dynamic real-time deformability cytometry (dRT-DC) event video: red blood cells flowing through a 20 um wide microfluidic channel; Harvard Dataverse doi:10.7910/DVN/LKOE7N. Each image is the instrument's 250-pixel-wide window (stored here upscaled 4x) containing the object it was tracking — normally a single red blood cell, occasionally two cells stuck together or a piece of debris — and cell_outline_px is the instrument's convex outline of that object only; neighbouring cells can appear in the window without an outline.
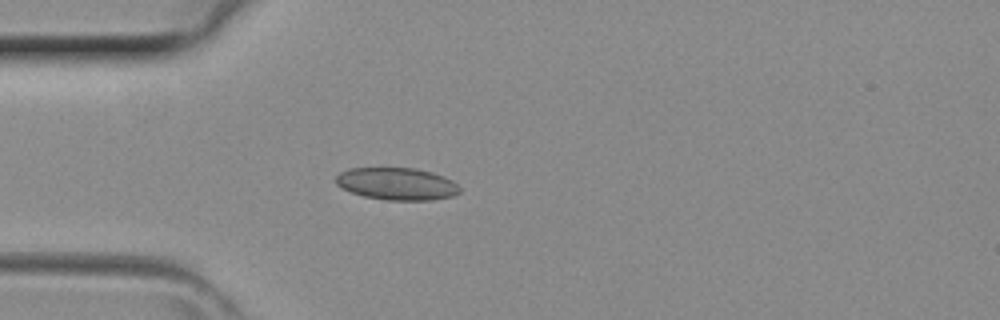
{"species": "common noctule bat (a hibernating species)", "species_latin": "Nyctalus noctula", "temperature_condition": "room temperature", "stored_images_in_passage": 36, "camera_frame_rate_fps": 3000, "um_per_image_px": 0.085, "animal": {"sex": "female", "body_mass_g": 29.2, "forearm_length_mm": 56.3}, "frame": {"image": 1, "passage_image": 11, "time_ms": 3.333, "image_size_px": [1000, 320], "cell_outline_px": [[460, 192], [452, 196], [432, 200], [388, 200], [364, 196], [352, 192], [336, 184], [336, 176], [340, 172], [348, 168], [416, 168], [432, 172], [444, 176], [452, 180], [460, 188]], "centroid_in_image_um": [33.75, 15.62], "position_along_channel_um": 51.2, "area_um2": 23.24}}
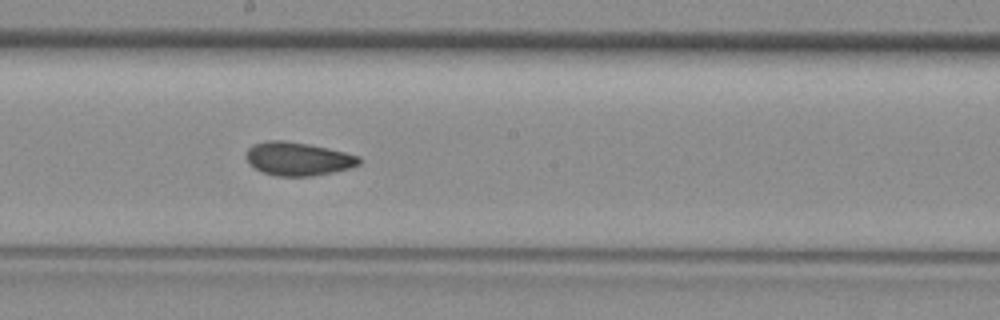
{"frame": {"image": 2, "passage_image": 22, "time_ms": 7.0, "image_size_px": [1000, 320], "cell_outline_px": [[360, 164], [352, 168], [312, 176], [276, 176], [264, 172], [248, 164], [244, 156], [248, 148], [252, 144], [268, 140], [284, 140], [308, 144], [328, 148], [360, 156]], "centroid_in_image_um": [25.31, 13.49], "position_along_channel_um": 222.9, "area_um2": 22.14}}
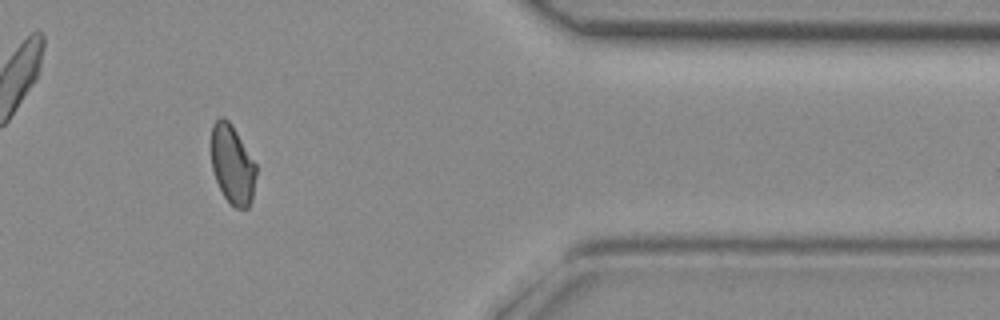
{"frame": {"image": 3, "passage_image": 34, "time_ms": 11.0, "image_size_px": [1000, 320], "cell_outline_px": [[256, 176], [252, 200], [248, 208], [236, 208], [224, 196], [216, 180], [212, 168], [212, 124], [220, 116], [224, 116], [232, 124], [256, 164]], "centroid_in_image_um": [19.76, 13.97], "position_along_channel_um": 391.6, "area_um2": 20.58}}